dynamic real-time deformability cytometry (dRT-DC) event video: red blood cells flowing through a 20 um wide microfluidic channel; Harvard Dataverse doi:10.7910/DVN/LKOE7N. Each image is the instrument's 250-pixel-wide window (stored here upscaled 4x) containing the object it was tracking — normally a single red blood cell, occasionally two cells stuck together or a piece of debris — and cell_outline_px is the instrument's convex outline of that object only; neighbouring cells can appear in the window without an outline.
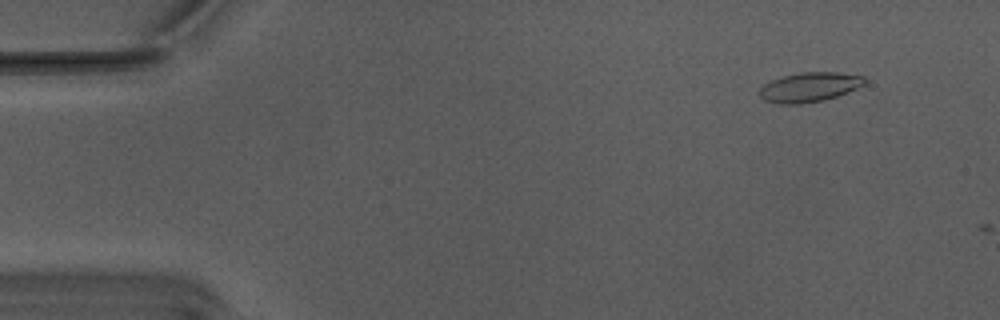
{"species": "Egyptian fruit bat (a non-hibernating species)", "species_latin": "Rousettus aegyptiacus", "temperature_condition": "warm", "stored_images_in_passage": 3, "camera_frame_rate_fps": 3000, "um_per_image_px": 0.085, "animal": {"sex": "male"}, "frame": {"image": 1, "passage_image": 1, "time_ms": 0.0, "image_size_px": [1000, 320], "cell_outline_px": [[864, 84], [856, 88], [836, 96], [824, 100], [800, 104], [780, 104], [764, 100], [760, 96], [760, 88], [764, 84], [772, 80], [784, 76], [800, 72], [836, 72], [864, 76]], "centroid_in_image_um": [68.77, 7.41], "position_along_channel_um": 16.2, "area_um2": 17.86}}